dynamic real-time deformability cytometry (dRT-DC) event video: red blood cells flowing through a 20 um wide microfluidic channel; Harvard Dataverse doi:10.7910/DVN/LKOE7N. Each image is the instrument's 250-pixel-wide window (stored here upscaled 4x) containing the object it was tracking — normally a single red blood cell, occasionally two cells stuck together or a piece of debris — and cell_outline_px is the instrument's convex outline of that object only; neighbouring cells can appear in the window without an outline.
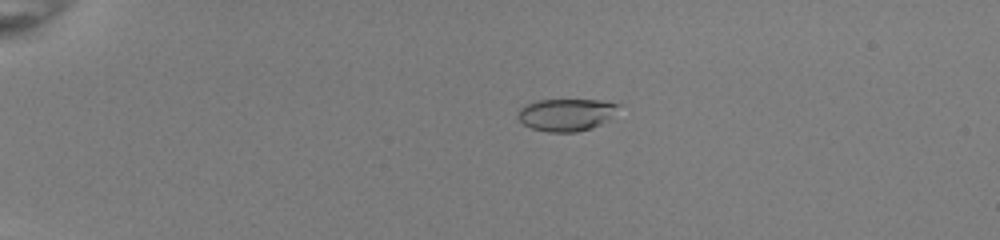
{"species": "common noctule bat (a hibernating species)", "species_latin": "Nyctalus noctula", "temperature_condition": "room temperature", "stored_images_in_passage": 45, "camera_frame_rate_fps": 3000, "um_per_image_px": 0.085, "animal": {"sex": "female", "body_mass_g": 22.0, "forearm_length_mm": 56.7}, "frame": {"image": 1, "passage_image": 5, "time_ms": 1.333, "image_size_px": [1000, 240], "cell_outline_px": [[624, 104], [608, 120], [592, 128], [576, 132], [548, 132], [532, 128], [524, 124], [516, 116], [516, 112], [524, 104], [536, 100], [600, 100]], "centroid_in_image_um": [48.14, 9.73], "position_along_channel_um": 36.9, "area_um2": 19.25}}
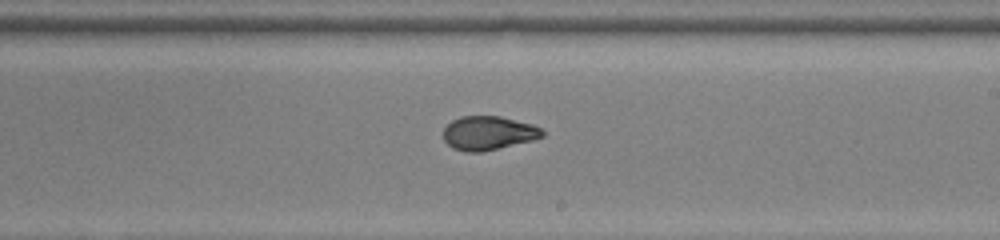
{"frame": {"image": 2, "passage_image": 26, "time_ms": 8.333, "image_size_px": [1000, 240], "cell_outline_px": [[544, 136], [532, 140], [480, 152], [464, 152], [452, 148], [444, 140], [444, 128], [452, 120], [460, 116], [500, 116], [532, 124], [540, 128], [544, 132]], "centroid_in_image_um": [41.49, 11.3], "position_along_channel_um": 247.5, "area_um2": 19.42}}
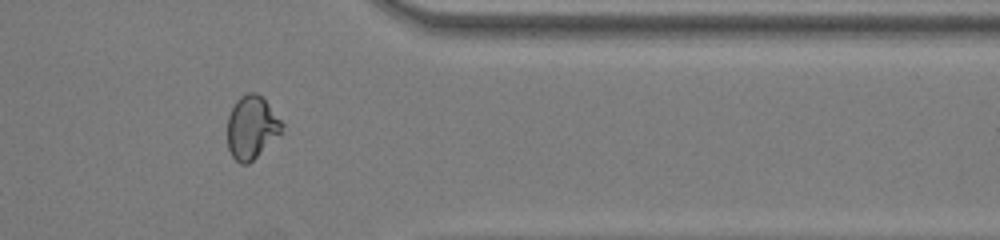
{"frame": {"image": 3, "passage_image": 37, "time_ms": 12.0, "image_size_px": [1000, 240], "cell_outline_px": [[284, 124], [280, 132], [248, 164], [240, 164], [232, 156], [228, 148], [228, 116], [236, 100], [240, 96], [248, 92], [256, 92], [268, 104]], "centroid_in_image_um": [21.36, 10.81], "position_along_channel_um": 390.0, "area_um2": 19.54}, "authors_computed_cell_mechanics": {"area_um2": 19.8254, "velocity_mm_per_s": 4.0195, "shape_relaxation_time_tau1_ms": null, "shape_relaxation_time_tau2_ms": 1.1076, "deformation_change_tau1": null, "deformation_change_tau2": 0.0633}}